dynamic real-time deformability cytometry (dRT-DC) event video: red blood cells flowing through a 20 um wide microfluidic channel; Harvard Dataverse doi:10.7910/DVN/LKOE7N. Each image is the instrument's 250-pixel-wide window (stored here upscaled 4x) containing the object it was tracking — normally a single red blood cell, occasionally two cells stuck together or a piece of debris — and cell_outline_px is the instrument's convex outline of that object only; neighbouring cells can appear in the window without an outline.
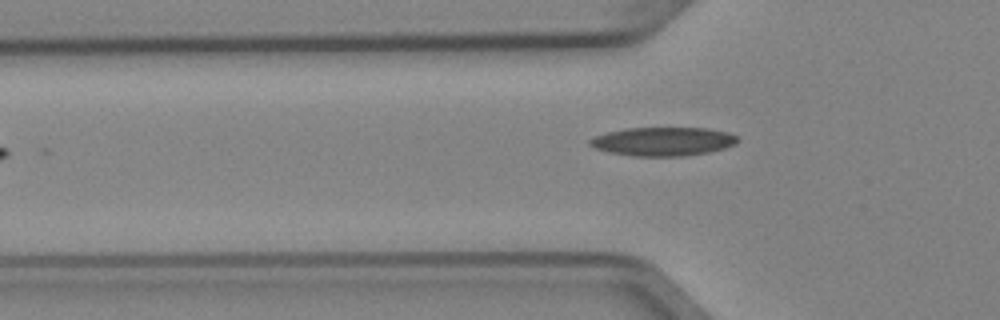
{"species": "Egyptian fruit bat (a non-hibernating species)", "species_latin": "Rousettus aegyptiacus", "temperature_condition": "cold", "stored_images_in_passage": 2, "camera_frame_rate_fps": 3000, "um_per_image_px": 0.085, "animal": {"sex": "female"}, "frame": {"image": 1, "passage_image": 2, "time_ms": 0.333, "image_size_px": [1000, 320], "cell_outline_px": [[740, 140], [736, 144], [724, 148], [708, 152], [680, 156], [632, 156], [608, 152], [596, 148], [588, 144], [588, 140], [596, 136], [608, 132], [624, 128], [708, 128], [728, 132], [736, 136]], "centroid_in_image_um": [56.36, 12.02], "position_along_channel_um": 69.4, "area_um2": 24.68}}